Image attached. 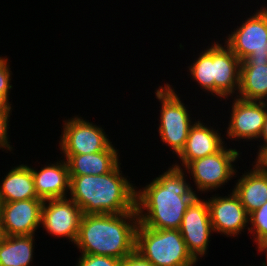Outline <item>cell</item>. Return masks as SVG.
I'll list each match as a JSON object with an SVG mask.
<instances>
[{
	"label": "cell",
	"mask_w": 267,
	"mask_h": 266,
	"mask_svg": "<svg viewBox=\"0 0 267 266\" xmlns=\"http://www.w3.org/2000/svg\"><path fill=\"white\" fill-rule=\"evenodd\" d=\"M34 236H4L0 241V266H33Z\"/></svg>",
	"instance_id": "obj_21"
},
{
	"label": "cell",
	"mask_w": 267,
	"mask_h": 266,
	"mask_svg": "<svg viewBox=\"0 0 267 266\" xmlns=\"http://www.w3.org/2000/svg\"><path fill=\"white\" fill-rule=\"evenodd\" d=\"M230 118L225 130L226 139L237 141H258L267 115V102L244 100L232 97ZM241 141V142H240Z\"/></svg>",
	"instance_id": "obj_9"
},
{
	"label": "cell",
	"mask_w": 267,
	"mask_h": 266,
	"mask_svg": "<svg viewBox=\"0 0 267 266\" xmlns=\"http://www.w3.org/2000/svg\"><path fill=\"white\" fill-rule=\"evenodd\" d=\"M121 163L101 175L70 176L69 198L83 214H122L136 211V187Z\"/></svg>",
	"instance_id": "obj_2"
},
{
	"label": "cell",
	"mask_w": 267,
	"mask_h": 266,
	"mask_svg": "<svg viewBox=\"0 0 267 266\" xmlns=\"http://www.w3.org/2000/svg\"><path fill=\"white\" fill-rule=\"evenodd\" d=\"M30 168L38 198L45 201L69 196L70 175L68 164L64 158L60 157L53 163L43 164L40 169L32 167V165Z\"/></svg>",
	"instance_id": "obj_16"
},
{
	"label": "cell",
	"mask_w": 267,
	"mask_h": 266,
	"mask_svg": "<svg viewBox=\"0 0 267 266\" xmlns=\"http://www.w3.org/2000/svg\"><path fill=\"white\" fill-rule=\"evenodd\" d=\"M82 216V210L72 199H48L43 201L40 227L54 238H64L74 245Z\"/></svg>",
	"instance_id": "obj_10"
},
{
	"label": "cell",
	"mask_w": 267,
	"mask_h": 266,
	"mask_svg": "<svg viewBox=\"0 0 267 266\" xmlns=\"http://www.w3.org/2000/svg\"><path fill=\"white\" fill-rule=\"evenodd\" d=\"M137 212L83 214L75 242L79 254L104 255L123 260L135 251Z\"/></svg>",
	"instance_id": "obj_3"
},
{
	"label": "cell",
	"mask_w": 267,
	"mask_h": 266,
	"mask_svg": "<svg viewBox=\"0 0 267 266\" xmlns=\"http://www.w3.org/2000/svg\"><path fill=\"white\" fill-rule=\"evenodd\" d=\"M112 144L108 149L91 154H62L70 176L101 175L113 171L120 163V153Z\"/></svg>",
	"instance_id": "obj_19"
},
{
	"label": "cell",
	"mask_w": 267,
	"mask_h": 266,
	"mask_svg": "<svg viewBox=\"0 0 267 266\" xmlns=\"http://www.w3.org/2000/svg\"><path fill=\"white\" fill-rule=\"evenodd\" d=\"M59 136L61 154H91L108 149L112 142L100 125L89 122L81 116L63 120Z\"/></svg>",
	"instance_id": "obj_7"
},
{
	"label": "cell",
	"mask_w": 267,
	"mask_h": 266,
	"mask_svg": "<svg viewBox=\"0 0 267 266\" xmlns=\"http://www.w3.org/2000/svg\"><path fill=\"white\" fill-rule=\"evenodd\" d=\"M187 173L170 165L140 189L136 187L139 224L151 229H179L183 216L199 196L188 182Z\"/></svg>",
	"instance_id": "obj_1"
},
{
	"label": "cell",
	"mask_w": 267,
	"mask_h": 266,
	"mask_svg": "<svg viewBox=\"0 0 267 266\" xmlns=\"http://www.w3.org/2000/svg\"><path fill=\"white\" fill-rule=\"evenodd\" d=\"M241 154L240 149L229 148L226 144L215 154L191 161L183 170L193 178L195 193L220 190L234 179L238 169L234 164L241 159Z\"/></svg>",
	"instance_id": "obj_6"
},
{
	"label": "cell",
	"mask_w": 267,
	"mask_h": 266,
	"mask_svg": "<svg viewBox=\"0 0 267 266\" xmlns=\"http://www.w3.org/2000/svg\"><path fill=\"white\" fill-rule=\"evenodd\" d=\"M40 198L0 202V217L4 236L35 235L41 228Z\"/></svg>",
	"instance_id": "obj_13"
},
{
	"label": "cell",
	"mask_w": 267,
	"mask_h": 266,
	"mask_svg": "<svg viewBox=\"0 0 267 266\" xmlns=\"http://www.w3.org/2000/svg\"><path fill=\"white\" fill-rule=\"evenodd\" d=\"M254 161L267 171V148Z\"/></svg>",
	"instance_id": "obj_30"
},
{
	"label": "cell",
	"mask_w": 267,
	"mask_h": 266,
	"mask_svg": "<svg viewBox=\"0 0 267 266\" xmlns=\"http://www.w3.org/2000/svg\"><path fill=\"white\" fill-rule=\"evenodd\" d=\"M7 56L0 55V95H3L8 101L10 100V92L13 89L11 84L12 71L10 68V60Z\"/></svg>",
	"instance_id": "obj_24"
},
{
	"label": "cell",
	"mask_w": 267,
	"mask_h": 266,
	"mask_svg": "<svg viewBox=\"0 0 267 266\" xmlns=\"http://www.w3.org/2000/svg\"><path fill=\"white\" fill-rule=\"evenodd\" d=\"M135 251L154 266H195L179 229H151L138 224Z\"/></svg>",
	"instance_id": "obj_4"
},
{
	"label": "cell",
	"mask_w": 267,
	"mask_h": 266,
	"mask_svg": "<svg viewBox=\"0 0 267 266\" xmlns=\"http://www.w3.org/2000/svg\"><path fill=\"white\" fill-rule=\"evenodd\" d=\"M173 85L164 83L154 92L161 105L158 118V133L160 141L168 146L173 155H179L184 149L191 126L196 120L187 104L182 101L180 93Z\"/></svg>",
	"instance_id": "obj_5"
},
{
	"label": "cell",
	"mask_w": 267,
	"mask_h": 266,
	"mask_svg": "<svg viewBox=\"0 0 267 266\" xmlns=\"http://www.w3.org/2000/svg\"><path fill=\"white\" fill-rule=\"evenodd\" d=\"M120 266H154L149 260L142 257L138 252L134 251L125 257Z\"/></svg>",
	"instance_id": "obj_27"
},
{
	"label": "cell",
	"mask_w": 267,
	"mask_h": 266,
	"mask_svg": "<svg viewBox=\"0 0 267 266\" xmlns=\"http://www.w3.org/2000/svg\"><path fill=\"white\" fill-rule=\"evenodd\" d=\"M220 195L212 194V197L206 198L213 232L239 238L241 232L248 231L249 214L233 190L228 196Z\"/></svg>",
	"instance_id": "obj_11"
},
{
	"label": "cell",
	"mask_w": 267,
	"mask_h": 266,
	"mask_svg": "<svg viewBox=\"0 0 267 266\" xmlns=\"http://www.w3.org/2000/svg\"><path fill=\"white\" fill-rule=\"evenodd\" d=\"M248 233L252 234L257 250L267 248V201L249 214Z\"/></svg>",
	"instance_id": "obj_23"
},
{
	"label": "cell",
	"mask_w": 267,
	"mask_h": 266,
	"mask_svg": "<svg viewBox=\"0 0 267 266\" xmlns=\"http://www.w3.org/2000/svg\"><path fill=\"white\" fill-rule=\"evenodd\" d=\"M267 4L254 10L240 26L227 33L225 45L241 60L250 55L267 56Z\"/></svg>",
	"instance_id": "obj_8"
},
{
	"label": "cell",
	"mask_w": 267,
	"mask_h": 266,
	"mask_svg": "<svg viewBox=\"0 0 267 266\" xmlns=\"http://www.w3.org/2000/svg\"><path fill=\"white\" fill-rule=\"evenodd\" d=\"M2 176L0 181V202H13L38 198L33 174L28 164H17Z\"/></svg>",
	"instance_id": "obj_20"
},
{
	"label": "cell",
	"mask_w": 267,
	"mask_h": 266,
	"mask_svg": "<svg viewBox=\"0 0 267 266\" xmlns=\"http://www.w3.org/2000/svg\"><path fill=\"white\" fill-rule=\"evenodd\" d=\"M204 50V51H203ZM201 50L188 68V76L197 83L200 89L214 97V71H213V42Z\"/></svg>",
	"instance_id": "obj_22"
},
{
	"label": "cell",
	"mask_w": 267,
	"mask_h": 266,
	"mask_svg": "<svg viewBox=\"0 0 267 266\" xmlns=\"http://www.w3.org/2000/svg\"><path fill=\"white\" fill-rule=\"evenodd\" d=\"M4 238V233L2 229L1 217H0V241Z\"/></svg>",
	"instance_id": "obj_32"
},
{
	"label": "cell",
	"mask_w": 267,
	"mask_h": 266,
	"mask_svg": "<svg viewBox=\"0 0 267 266\" xmlns=\"http://www.w3.org/2000/svg\"><path fill=\"white\" fill-rule=\"evenodd\" d=\"M12 103L3 95H0V113H12Z\"/></svg>",
	"instance_id": "obj_29"
},
{
	"label": "cell",
	"mask_w": 267,
	"mask_h": 266,
	"mask_svg": "<svg viewBox=\"0 0 267 266\" xmlns=\"http://www.w3.org/2000/svg\"><path fill=\"white\" fill-rule=\"evenodd\" d=\"M257 251H259L258 253H260L261 254V252H262V254L264 253V255H265V261H263L262 263H261V265L260 266H267V248H261V249H258Z\"/></svg>",
	"instance_id": "obj_31"
},
{
	"label": "cell",
	"mask_w": 267,
	"mask_h": 266,
	"mask_svg": "<svg viewBox=\"0 0 267 266\" xmlns=\"http://www.w3.org/2000/svg\"><path fill=\"white\" fill-rule=\"evenodd\" d=\"M254 164V165H253ZM240 176L238 170L237 182L231 190L238 196L247 213L250 214L257 210L267 201V171L264 170L256 161ZM240 177V178H239Z\"/></svg>",
	"instance_id": "obj_17"
},
{
	"label": "cell",
	"mask_w": 267,
	"mask_h": 266,
	"mask_svg": "<svg viewBox=\"0 0 267 266\" xmlns=\"http://www.w3.org/2000/svg\"><path fill=\"white\" fill-rule=\"evenodd\" d=\"M265 52H266V54H267V43H266V46H265Z\"/></svg>",
	"instance_id": "obj_33"
},
{
	"label": "cell",
	"mask_w": 267,
	"mask_h": 266,
	"mask_svg": "<svg viewBox=\"0 0 267 266\" xmlns=\"http://www.w3.org/2000/svg\"><path fill=\"white\" fill-rule=\"evenodd\" d=\"M12 113H0V149L2 151H13L14 148L13 145H11L10 137L8 135V130H9V122H10V116Z\"/></svg>",
	"instance_id": "obj_26"
},
{
	"label": "cell",
	"mask_w": 267,
	"mask_h": 266,
	"mask_svg": "<svg viewBox=\"0 0 267 266\" xmlns=\"http://www.w3.org/2000/svg\"><path fill=\"white\" fill-rule=\"evenodd\" d=\"M218 128L204 123L201 118L195 120L190 128L184 149L176 156L179 158L180 164L175 161V164L172 165L184 169L191 161L220 151L227 142H225V137L221 136L222 133Z\"/></svg>",
	"instance_id": "obj_15"
},
{
	"label": "cell",
	"mask_w": 267,
	"mask_h": 266,
	"mask_svg": "<svg viewBox=\"0 0 267 266\" xmlns=\"http://www.w3.org/2000/svg\"><path fill=\"white\" fill-rule=\"evenodd\" d=\"M200 196L186 210L179 227L188 251L198 262L208 253L213 234L207 200Z\"/></svg>",
	"instance_id": "obj_12"
},
{
	"label": "cell",
	"mask_w": 267,
	"mask_h": 266,
	"mask_svg": "<svg viewBox=\"0 0 267 266\" xmlns=\"http://www.w3.org/2000/svg\"><path fill=\"white\" fill-rule=\"evenodd\" d=\"M240 69L241 60L225 43L214 40L213 71L214 96L216 98L223 99L226 103V100L237 96L240 84Z\"/></svg>",
	"instance_id": "obj_14"
},
{
	"label": "cell",
	"mask_w": 267,
	"mask_h": 266,
	"mask_svg": "<svg viewBox=\"0 0 267 266\" xmlns=\"http://www.w3.org/2000/svg\"><path fill=\"white\" fill-rule=\"evenodd\" d=\"M121 261L111 256L80 254L75 266H120Z\"/></svg>",
	"instance_id": "obj_25"
},
{
	"label": "cell",
	"mask_w": 267,
	"mask_h": 266,
	"mask_svg": "<svg viewBox=\"0 0 267 266\" xmlns=\"http://www.w3.org/2000/svg\"><path fill=\"white\" fill-rule=\"evenodd\" d=\"M259 142H261L259 145H257V156L256 158L267 148V115H266V118H265V123H264V126H263V130L261 132V135L258 139Z\"/></svg>",
	"instance_id": "obj_28"
},
{
	"label": "cell",
	"mask_w": 267,
	"mask_h": 266,
	"mask_svg": "<svg viewBox=\"0 0 267 266\" xmlns=\"http://www.w3.org/2000/svg\"><path fill=\"white\" fill-rule=\"evenodd\" d=\"M238 98L267 102V56L250 55L241 61Z\"/></svg>",
	"instance_id": "obj_18"
}]
</instances>
